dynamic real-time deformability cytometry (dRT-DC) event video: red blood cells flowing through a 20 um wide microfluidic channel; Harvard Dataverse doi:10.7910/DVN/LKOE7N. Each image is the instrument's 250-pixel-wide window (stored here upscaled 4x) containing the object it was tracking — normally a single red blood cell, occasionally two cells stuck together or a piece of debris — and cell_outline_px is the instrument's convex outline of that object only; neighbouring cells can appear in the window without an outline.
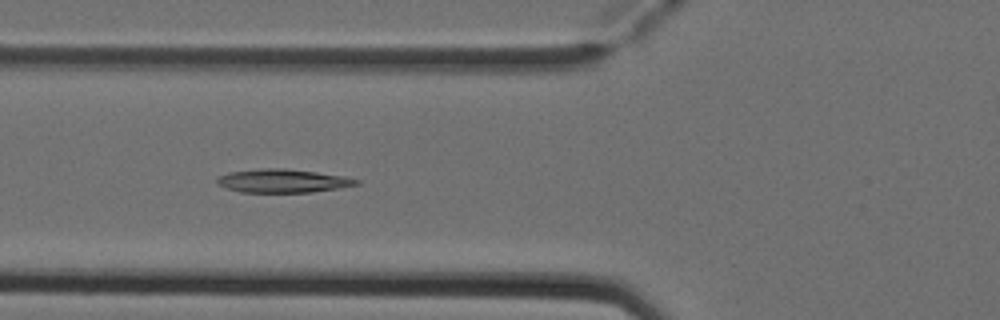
{"species": "Egyptian fruit bat (a non-hibernating species)", "species_latin": "Rousettus aegyptiacus", "temperature_condition": "cold", "stored_images_in_passage": 5, "camera_frame_rate_fps": 3000, "um_per_image_px": 0.085, "animal": {"sex": "female"}, "frame": {"image": 1, "passage_image": 4, "time_ms": 1.0, "image_size_px": [1000, 320], "cell_outline_px": [[360, 184], [340, 188], [312, 192], [240, 192], [216, 184], [216, 180], [220, 176], [228, 172], [260, 168], [284, 168], [316, 172], [344, 176], [360, 180]], "centroid_in_image_um": [24.04, 15.37], "position_along_channel_um": 101.8, "area_um2": 19.07}}
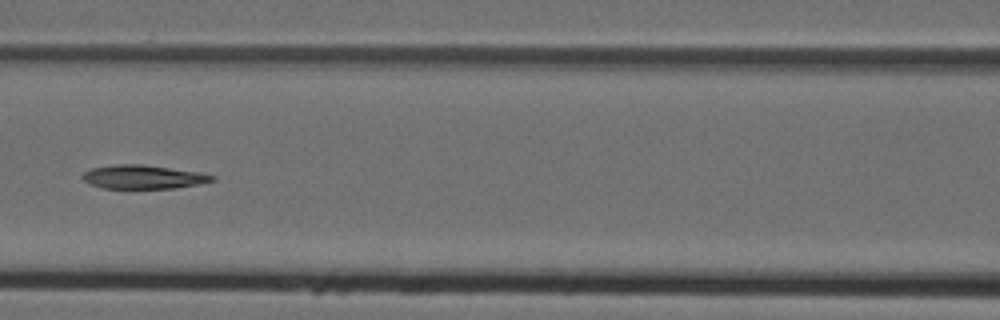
{"frame": {"image": 2, "passage_image": 5, "time_ms": 1.333, "image_size_px": [1000, 320], "cell_outline_px": [[216, 180], [176, 188], [100, 188], [88, 184], [80, 176], [84, 172], [92, 168], [116, 164], [144, 164], [200, 172], [216, 176]], "centroid_in_image_um": [12.15, 15.03], "position_along_channel_um": 154.4, "area_um2": 18.03}}